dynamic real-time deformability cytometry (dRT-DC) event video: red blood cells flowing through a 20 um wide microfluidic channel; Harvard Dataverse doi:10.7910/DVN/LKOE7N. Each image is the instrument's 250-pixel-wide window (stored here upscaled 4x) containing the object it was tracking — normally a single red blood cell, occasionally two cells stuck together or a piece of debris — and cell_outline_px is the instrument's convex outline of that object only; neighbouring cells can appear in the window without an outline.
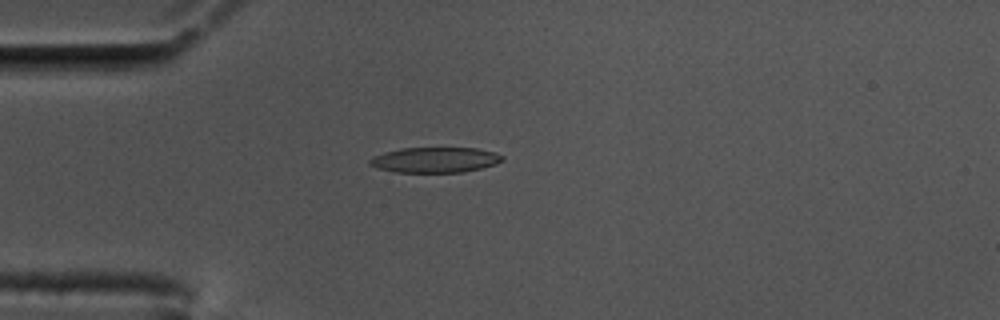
{"species": "common noctule bat (a hibernating species)", "species_latin": "Nyctalus noctula", "temperature_condition": "cold", "stored_images_in_passage": 45, "camera_frame_rate_fps": 3000, "um_per_image_px": 0.085, "animal": {"sex": "male", "body_mass_g": 17.5, "forearm_length_mm": 52.3}, "frame": {"image": 1, "passage_image": 2, "time_ms": 0.333, "image_size_px": [1000, 320], "cell_outline_px": [[504, 160], [496, 164], [464, 172], [396, 172], [376, 168], [368, 164], [368, 160], [372, 156], [384, 152], [400, 148], [476, 148], [496, 152], [504, 156]], "centroid_in_image_um": [36.96, 13.58], "position_along_channel_um": 48.0, "area_um2": 19.77}}
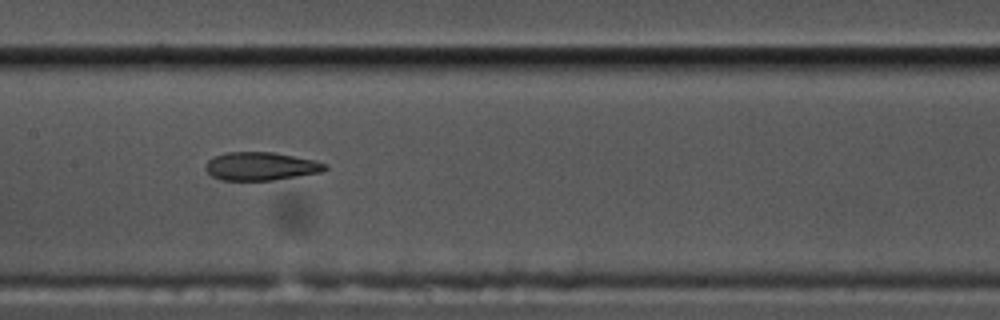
{"frame": {"image": 2, "passage_image": 15, "time_ms": 4.667, "image_size_px": [1000, 320], "cell_outline_px": [[328, 168], [320, 172], [272, 180], [220, 180], [212, 176], [204, 168], [204, 164], [212, 156], [224, 152], [272, 152], [312, 160], [328, 164]], "centroid_in_image_um": [22.1, 14.12], "position_along_channel_um": 185.3, "area_um2": 19.59}}
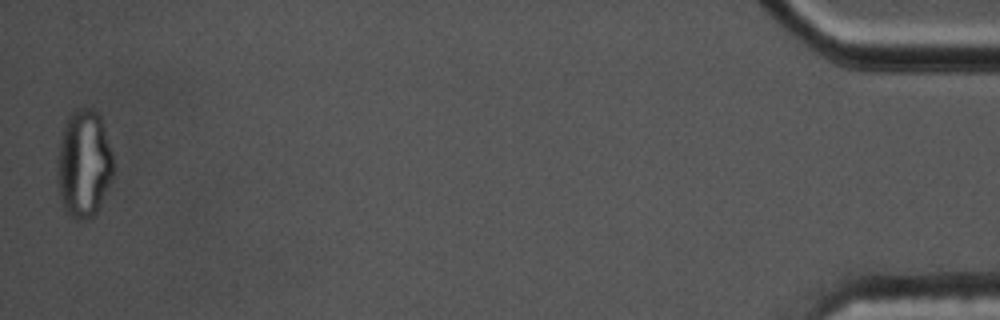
{"frame": {"image": 3, "passage_image": 44, "time_ms": 14.333, "image_size_px": [1000, 320], "cell_outline_px": [[112, 176], [96, 212], [88, 220], [76, 220], [64, 208], [60, 192], [60, 144], [64, 124], [68, 116], [76, 108], [92, 108], [100, 116], [112, 152]], "centroid_in_image_um": [7.16, 13.88], "position_along_channel_um": 428.0, "area_um2": 33.93}, "authors_computed_cell_mechanics": {"area_um2": 21.0392, "velocity_mm_per_s": 3.4784, "shape_relaxation_time_tau1_ms": null, "shape_relaxation_time_tau2_ms": 2.2226, "deformation_change_tau1": null, "deformation_change_tau2": 0.0957}}